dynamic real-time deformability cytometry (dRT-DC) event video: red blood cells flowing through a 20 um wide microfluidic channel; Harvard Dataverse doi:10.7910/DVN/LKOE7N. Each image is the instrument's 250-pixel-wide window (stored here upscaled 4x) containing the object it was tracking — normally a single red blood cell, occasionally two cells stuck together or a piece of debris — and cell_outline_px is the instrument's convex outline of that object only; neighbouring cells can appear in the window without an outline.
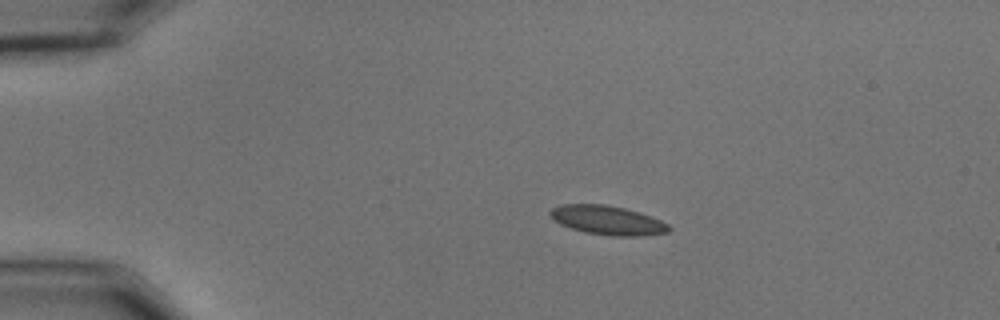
{"species": "common noctule bat (a hibernating species)", "species_latin": "Nyctalus noctula", "temperature_condition": "cold", "stored_images_in_passage": 3, "camera_frame_rate_fps": 3000, "um_per_image_px": 0.085, "animal": {"sex": "male", "body_mass_g": 15.6}, "frame": {"image": 1, "passage_image": 1, "time_ms": 0.0, "image_size_px": [1000, 320], "cell_outline_px": [[672, 228], [668, 232], [644, 236], [612, 236], [584, 232], [560, 224], [548, 212], [552, 208], [560, 204], [604, 204], [624, 208], [640, 212], [660, 220], [668, 224]], "centroid_in_image_um": [51.66, 18.72], "position_along_channel_um": 33.3, "area_um2": 20.11}}